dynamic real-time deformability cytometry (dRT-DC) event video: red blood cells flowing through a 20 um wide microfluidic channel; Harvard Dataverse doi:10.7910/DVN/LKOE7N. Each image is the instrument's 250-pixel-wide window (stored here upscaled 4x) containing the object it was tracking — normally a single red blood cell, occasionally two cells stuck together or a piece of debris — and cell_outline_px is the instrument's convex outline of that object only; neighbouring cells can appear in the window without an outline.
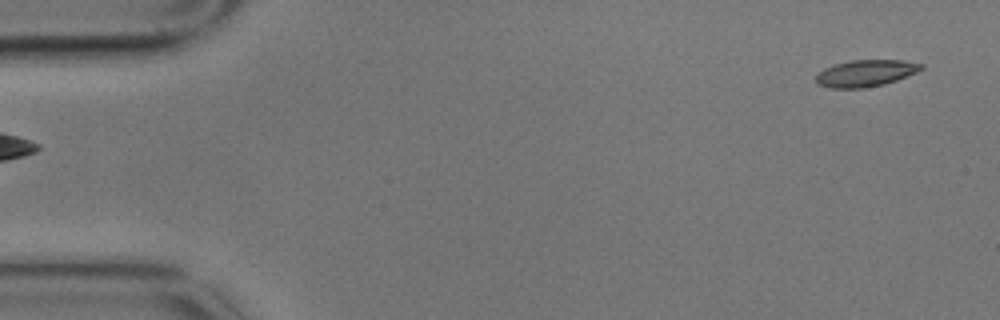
{"species": "common noctule bat (a hibernating species)", "species_latin": "Nyctalus noctula", "temperature_condition": "cold", "stored_images_in_passage": 6, "camera_frame_rate_fps": 3000, "um_per_image_px": 0.085, "animal": {"sex": "male", "body_mass_g": 17.9}, "frame": {"image": 1, "passage_image": 1, "time_ms": 0.0, "image_size_px": [1000, 320], "cell_outline_px": [[924, 68], [916, 72], [896, 80], [884, 84], [864, 88], [828, 88], [816, 84], [816, 76], [824, 68], [832, 64], [852, 60], [904, 60], [924, 64]], "centroid_in_image_um": [73.56, 6.22], "position_along_channel_um": 11.4, "area_um2": 16.47}}
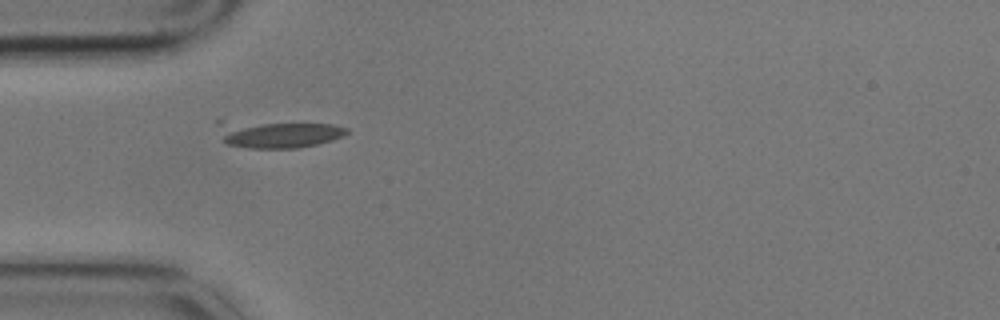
{"frame": {"image": 2, "passage_image": 5, "time_ms": 1.333, "image_size_px": [1000, 320], "cell_outline_px": [[348, 132], [344, 136], [332, 140], [316, 144], [296, 148], [248, 148], [228, 144], [224, 140], [216, 124], [216, 120], [224, 120], [332, 124], [348, 128]], "centroid_in_image_um": [23.59, 11.37], "position_along_channel_um": 61.4, "area_um2": 20.81}}